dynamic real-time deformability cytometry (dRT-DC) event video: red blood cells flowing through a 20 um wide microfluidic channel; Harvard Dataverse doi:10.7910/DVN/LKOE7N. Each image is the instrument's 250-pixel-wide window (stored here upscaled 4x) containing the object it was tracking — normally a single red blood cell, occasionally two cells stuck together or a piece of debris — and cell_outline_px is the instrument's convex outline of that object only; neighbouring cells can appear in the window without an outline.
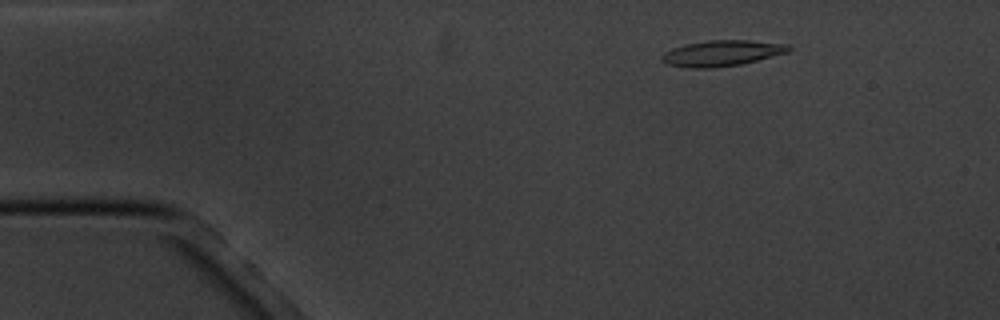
{"species": "common noctule bat (a hibernating species)", "species_latin": "Nyctalus noctula", "temperature_condition": "cold", "stored_images_in_passage": 6, "camera_frame_rate_fps": 3000, "um_per_image_px": 0.085, "animal": {"sex": "male", "body_mass_g": 20.1, "forearm_length_mm": 53.5}, "frame": {"image": 1, "passage_image": 2, "time_ms": 2.0, "image_size_px": [1000, 320], "cell_outline_px": [[792, 48], [788, 52], [740, 64], [712, 68], [688, 68], [668, 64], [660, 60], [660, 56], [664, 52], [672, 48], [684, 44], [708, 40], [748, 40], [788, 44]], "centroid_in_image_um": [61.31, 4.51], "position_along_channel_um": 23.7, "area_um2": 19.07}}
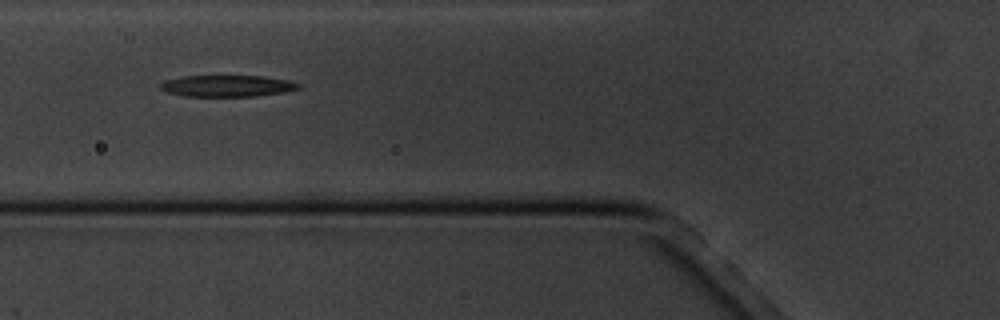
{"frame": {"image": 2, "passage_image": 5, "time_ms": 6.333, "image_size_px": [1000, 320], "cell_outline_px": [[300, 88], [284, 92], [256, 96], [184, 96], [164, 92], [160, 88], [160, 84], [164, 80], [184, 76], [264, 76], [288, 80], [300, 84]], "centroid_in_image_um": [19.28, 7.3], "position_along_channel_um": 106.5, "area_um2": 17.34}}
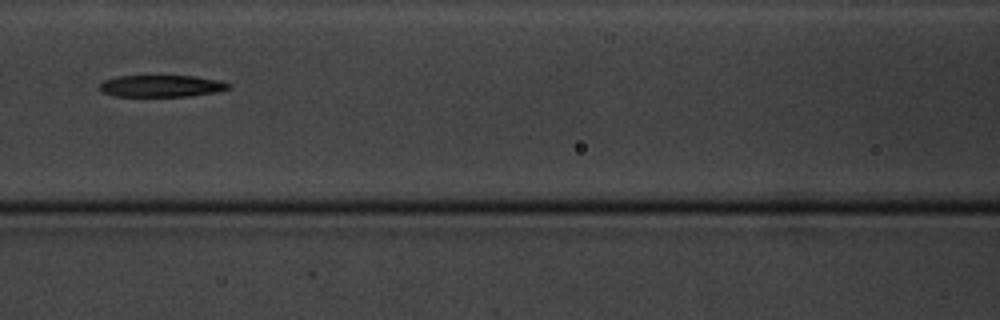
{"frame": {"image": 3, "passage_image": 6, "time_ms": 7.667, "image_size_px": [1000, 320], "cell_outline_px": [[232, 88], [216, 92], [188, 96], [112, 96], [104, 92], [100, 88], [100, 84], [104, 80], [116, 76], [192, 76], [220, 80], [232, 84]], "centroid_in_image_um": [13.76, 7.31], "position_along_channel_um": 152.8, "area_um2": 16.42}}